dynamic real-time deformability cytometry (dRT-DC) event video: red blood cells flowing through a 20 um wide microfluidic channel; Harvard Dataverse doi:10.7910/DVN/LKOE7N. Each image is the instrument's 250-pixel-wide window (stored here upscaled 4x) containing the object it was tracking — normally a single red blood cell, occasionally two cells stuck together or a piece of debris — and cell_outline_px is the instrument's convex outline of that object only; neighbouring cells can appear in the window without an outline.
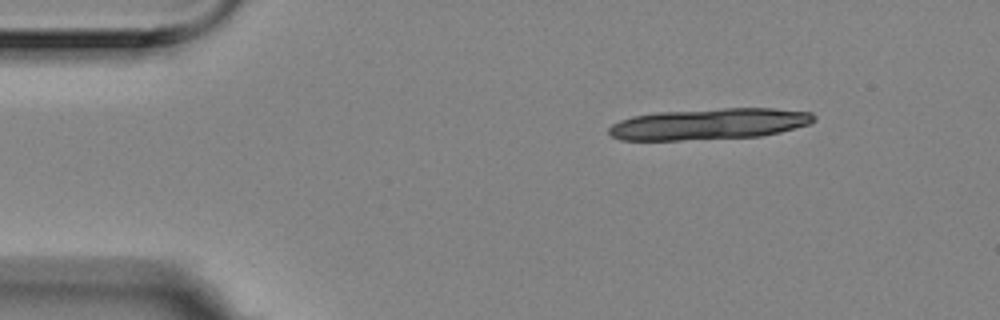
{"species": "Egyptian fruit bat (a non-hibernating species)", "species_latin": "Rousettus aegyptiacus", "temperature_condition": "room temperature", "stored_images_in_passage": 10, "camera_frame_rate_fps": 3000, "um_per_image_px": 0.085, "animal": {"sex": "female"}, "frame": {"image": 1, "passage_image": 1, "time_ms": 0.0, "image_size_px": [1000, 320], "cell_outline_px": [[816, 120], [808, 124], [780, 132], [760, 136], [680, 140], [620, 140], [612, 136], [608, 132], [608, 128], [612, 124], [620, 120], [632, 116], [656, 112], [724, 108], [772, 108], [812, 112], [816, 116]], "centroid_in_image_um": [60.27, 10.53], "position_along_channel_um": 24.7, "area_um2": 37.34}}
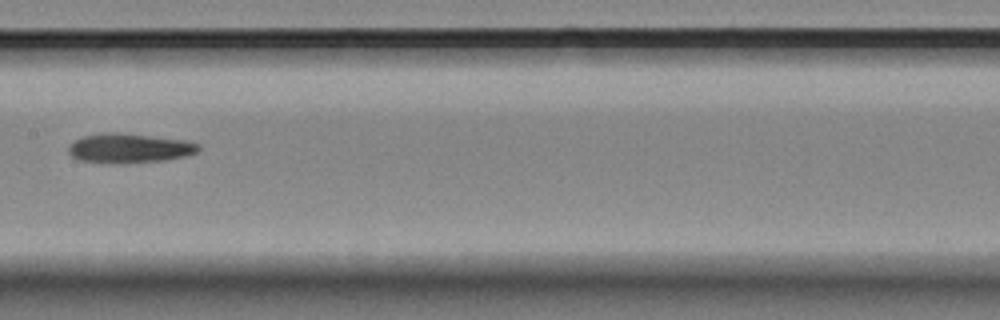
{"frame": {"image": 2, "passage_image": 7, "time_ms": 2.0, "image_size_px": [1000, 320], "cell_outline_px": [[200, 148], [196, 152], [184, 156], [164, 160], [124, 164], [112, 164], [80, 160], [72, 156], [68, 152], [68, 144], [84, 136], [100, 132], [116, 132], [188, 140], [200, 144]], "centroid_in_image_um": [10.97, 12.6], "position_along_channel_um": 196.4, "area_um2": 22.6}}
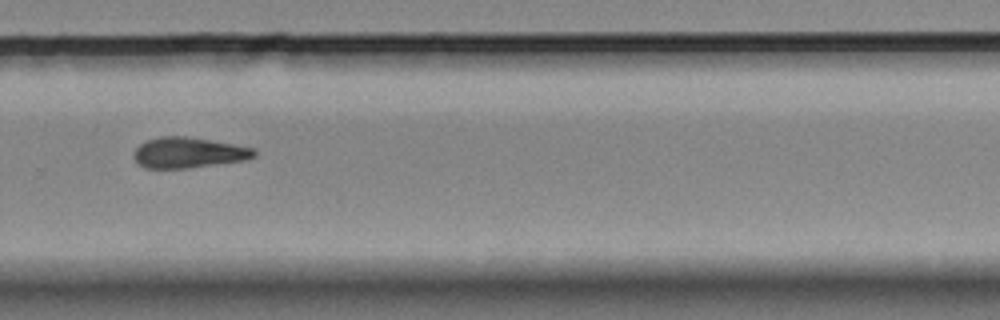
{"frame": {"image": 3, "passage_image": 10, "time_ms": 3.0, "image_size_px": [1000, 320], "cell_outline_px": [[256, 156], [248, 160], [188, 168], [144, 168], [132, 156], [132, 152], [140, 144], [148, 140], [160, 136], [184, 136], [232, 144], [252, 148], [256, 152]], "centroid_in_image_um": [16.0, 12.98], "position_along_channel_um": 313.8, "area_um2": 21.39}}